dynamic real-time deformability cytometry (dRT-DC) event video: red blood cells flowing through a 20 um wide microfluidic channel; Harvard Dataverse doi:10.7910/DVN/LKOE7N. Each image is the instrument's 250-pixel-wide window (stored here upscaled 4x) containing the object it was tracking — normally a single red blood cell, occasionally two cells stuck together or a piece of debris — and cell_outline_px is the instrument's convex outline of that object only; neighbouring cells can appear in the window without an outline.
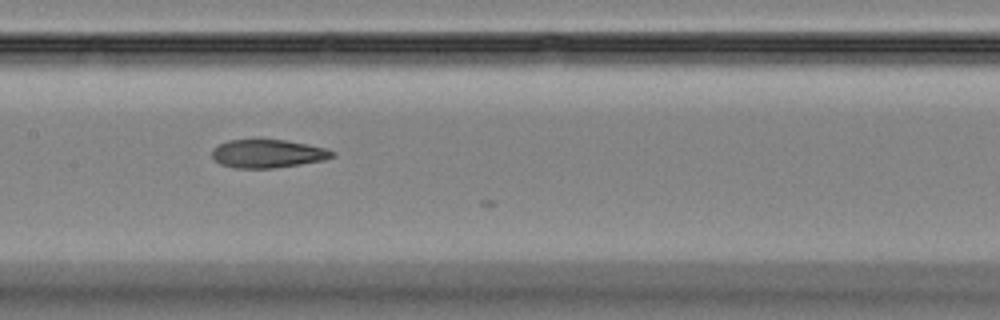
{"species": "Egyptian fruit bat (a non-hibernating species)", "species_latin": "Rousettus aegyptiacus", "temperature_condition": "room temperature", "stored_images_in_passage": 13, "camera_frame_rate_fps": 3000, "um_per_image_px": 0.085, "animal": {"sex": "female"}, "frame": {"image": 1, "passage_image": 12, "time_ms": 3.667, "image_size_px": [1000, 320], "cell_outline_px": [[336, 156], [324, 160], [300, 164], [272, 168], [232, 168], [220, 164], [212, 156], [212, 148], [228, 140], [284, 140], [308, 144], [324, 148], [336, 152]], "centroid_in_image_um": [22.76, 13.06], "position_along_channel_um": 184.6, "area_um2": 19.77}}